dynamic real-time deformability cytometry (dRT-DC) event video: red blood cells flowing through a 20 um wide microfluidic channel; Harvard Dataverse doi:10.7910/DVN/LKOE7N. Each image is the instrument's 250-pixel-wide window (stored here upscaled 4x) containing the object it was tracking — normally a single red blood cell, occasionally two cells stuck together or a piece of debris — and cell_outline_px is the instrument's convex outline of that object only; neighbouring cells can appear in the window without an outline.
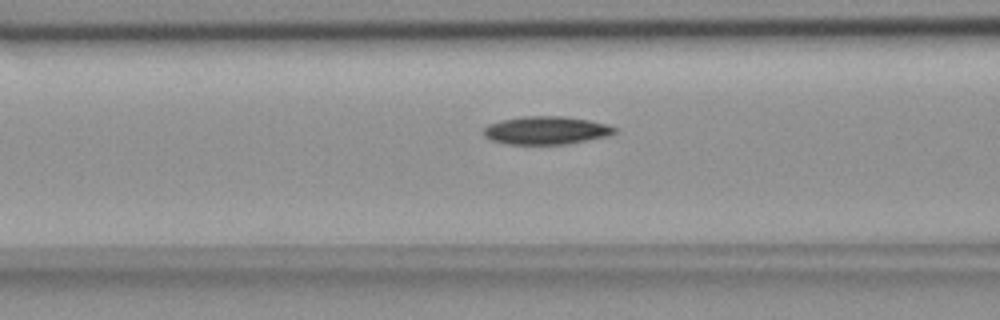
{"species": "common noctule bat (a hibernating species)", "species_latin": "Nyctalus noctula", "temperature_condition": "room temperature", "stored_images_in_passage": 44, "camera_frame_rate_fps": 3000, "um_per_image_px": 0.085, "animal": {"sex": "female", "body_mass_g": 18.4}, "frame": {"image": 1, "passage_image": 11, "time_ms": 3.333, "image_size_px": [1000, 320], "cell_outline_px": [[616, 132], [608, 136], [564, 144], [508, 144], [492, 140], [484, 136], [484, 128], [488, 124], [500, 120], [524, 116], [568, 116], [608, 124], [616, 128]], "centroid_in_image_um": [46.42, 11.07], "position_along_channel_um": 120.2, "area_um2": 21.39}}
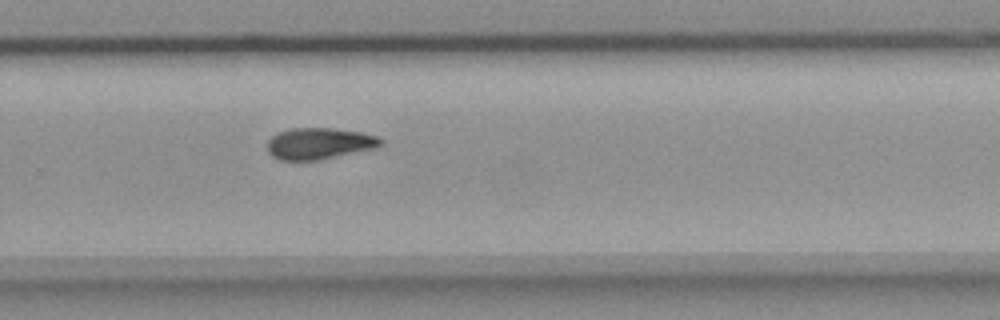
{"frame": {"image": 2, "passage_image": 26, "time_ms": 8.333, "image_size_px": [1000, 320], "cell_outline_px": [[384, 144], [376, 148], [320, 160], [280, 160], [272, 156], [268, 152], [268, 140], [276, 132], [288, 128], [332, 128], [360, 132], [376, 136], [384, 140]], "centroid_in_image_um": [27.13, 12.19], "position_along_channel_um": 302.7, "area_um2": 20.98}}
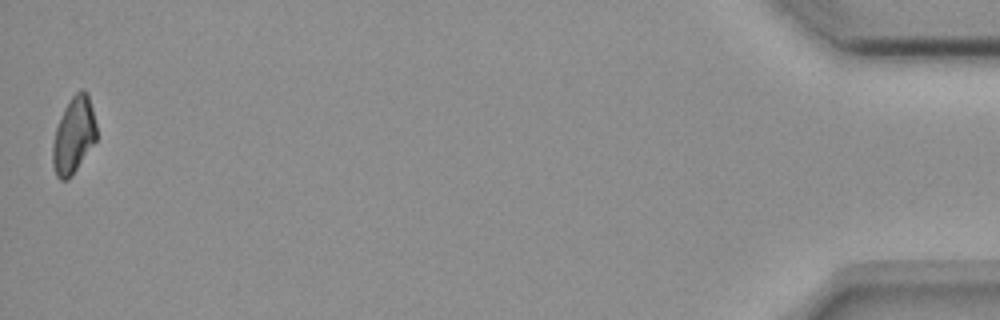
{"frame": {"image": 3, "passage_image": 44, "time_ms": 14.333, "image_size_px": [1000, 320], "cell_outline_px": [[96, 140], [72, 176], [68, 180], [60, 180], [56, 176], [52, 164], [52, 144], [56, 128], [64, 108], [68, 100], [80, 88], [84, 88], [88, 92], [96, 124]], "centroid_in_image_um": [6.25, 11.49], "position_along_channel_um": 428.9, "area_um2": 19.71}, "authors_computed_cell_mechanics": {"area_um2": 20.8947, "velocity_mm_per_s": 3.657, "shape_relaxation_time_tau1_ms": 5.5542, "shape_relaxation_time_tau2_ms": null, "deformation_change_tau1": 0.1624, "deformation_change_tau2": null}}